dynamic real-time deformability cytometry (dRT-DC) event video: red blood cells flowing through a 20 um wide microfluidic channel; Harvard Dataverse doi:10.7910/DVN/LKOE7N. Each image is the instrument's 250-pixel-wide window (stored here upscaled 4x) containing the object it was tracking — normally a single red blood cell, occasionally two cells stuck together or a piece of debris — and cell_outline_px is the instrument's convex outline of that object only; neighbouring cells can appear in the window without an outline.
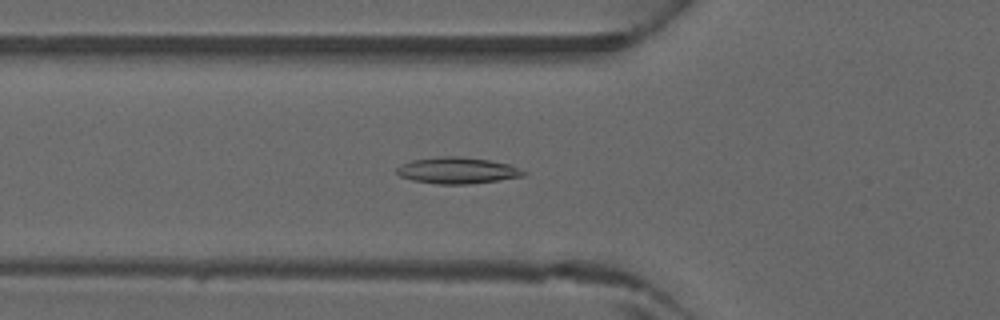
{"species": "common noctule bat (a hibernating species)", "species_latin": "Nyctalus noctula", "temperature_condition": "warm", "stored_images_in_passage": 47, "camera_frame_rate_fps": 3000, "um_per_image_px": 0.085, "animal": {"sex": "male", "forearm_length_mm": 52.5}, "frame": {"image": 1, "passage_image": 17, "time_ms": 5.333, "image_size_px": [1000, 320], "cell_outline_px": [[528, 172], [524, 176], [500, 180], [468, 184], [436, 184], [412, 180], [400, 176], [396, 172], [396, 168], [400, 164], [412, 160], [444, 156], [456, 156], [488, 160], [508, 164]], "centroid_in_image_um": [38.86, 14.5], "position_along_channel_um": 86.9, "area_um2": 19.42}}
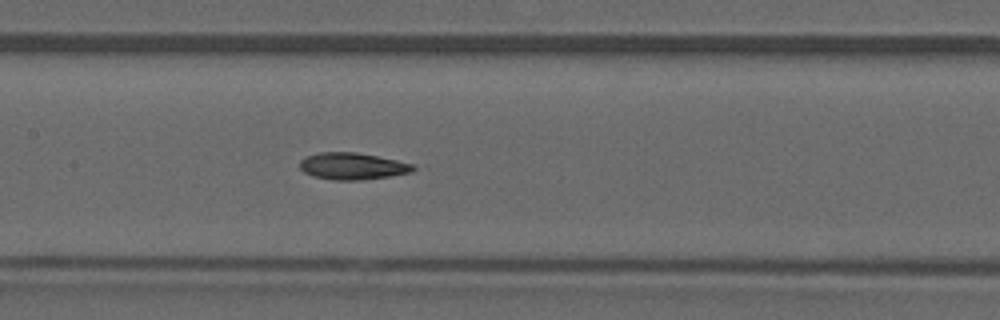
{"frame": {"image": 2, "passage_image": 23, "time_ms": 7.333, "image_size_px": [1000, 320], "cell_outline_px": [[416, 168], [412, 172], [392, 176], [360, 180], [332, 180], [312, 176], [304, 172], [300, 168], [300, 160], [308, 156], [320, 152], [356, 152], [396, 160], [412, 164]], "centroid_in_image_um": [29.95, 14.13], "position_along_channel_um": 177.4, "area_um2": 17.69}}
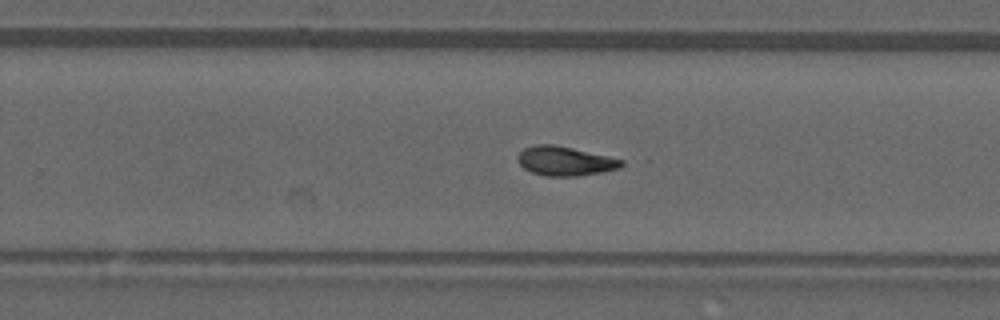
{"frame": {"image": 3, "passage_image": 30, "time_ms": 9.667, "image_size_px": [1000, 320], "cell_outline_px": [[624, 164], [620, 168], [604, 172], [576, 176], [548, 176], [532, 172], [524, 168], [516, 160], [516, 156], [524, 148], [536, 144], [552, 144], [572, 148], [624, 160]], "centroid_in_image_um": [48.02, 13.69], "position_along_channel_um": 281.8, "area_um2": 17.63}}